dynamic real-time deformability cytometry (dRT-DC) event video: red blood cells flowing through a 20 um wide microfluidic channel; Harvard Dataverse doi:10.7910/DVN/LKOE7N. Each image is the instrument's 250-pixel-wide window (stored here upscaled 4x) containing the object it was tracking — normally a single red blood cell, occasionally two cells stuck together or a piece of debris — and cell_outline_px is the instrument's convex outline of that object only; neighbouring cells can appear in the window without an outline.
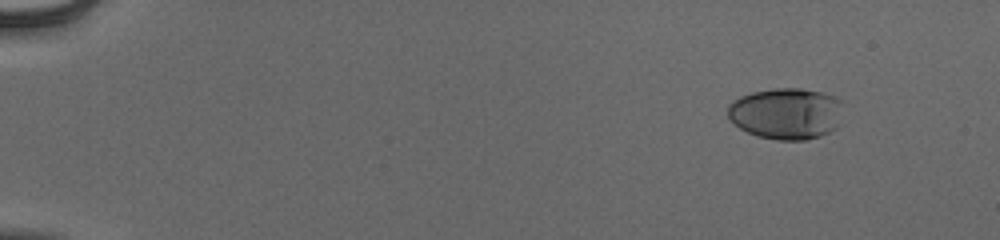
{"species": "human", "species_latin": "Homo sapiens", "temperature_condition": "cold", "stored_images_in_passage": 50, "camera_frame_rate_fps": 3000, "um_per_image_px": 0.085, "donor": {"sex": "male"}, "frame": {"image": 1, "passage_image": 1, "time_ms": 0.0, "image_size_px": [1000, 240], "cell_outline_px": [[844, 100], [836, 128], [820, 136], [804, 140], [776, 140], [756, 136], [740, 128], [728, 116], [728, 104], [740, 96], [752, 92], [776, 88], [800, 88], [820, 92], [836, 96]], "centroid_in_image_um": [66.84, 9.64], "position_along_channel_um": 18.2, "area_um2": 34.68}}
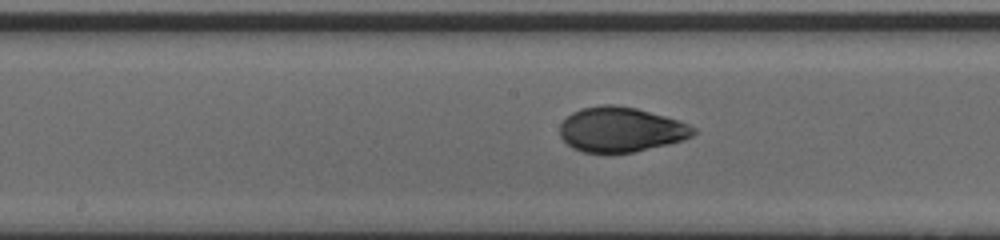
{"frame": {"image": 2, "passage_image": 26, "time_ms": 8.333, "image_size_px": [1000, 240], "cell_outline_px": [[696, 132], [692, 136], [684, 140], [668, 144], [632, 152], [584, 152], [572, 148], [560, 136], [560, 124], [572, 112], [580, 108], [600, 104], [616, 104], [636, 108], [680, 120], [696, 128]], "centroid_in_image_um": [52.78, 10.99], "position_along_channel_um": 195.4, "area_um2": 34.97}}
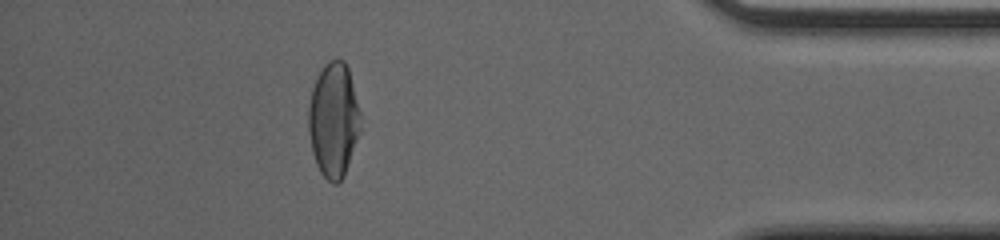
{"frame": {"image": 3, "passage_image": 45, "time_ms": 14.667, "image_size_px": [1000, 240], "cell_outline_px": [[360, 132], [344, 176], [336, 184], [332, 184], [320, 172], [316, 164], [312, 152], [308, 132], [308, 108], [312, 88], [324, 64], [328, 60], [344, 60], [348, 68], [360, 112]], "centroid_in_image_um": [28.34, 10.22], "position_along_channel_um": 406.9, "area_um2": 34.68}, "authors_computed_cell_mechanics": {"area_um2": 34.8245, "velocity_mm_per_s": 3.8918, "shape_relaxation_time_tau1_ms": 4.3097, "shape_relaxation_time_tau2_ms": 0.9342, "deformation_change_tau1": 0.1888, "deformation_change_tau2": 0.0486}}